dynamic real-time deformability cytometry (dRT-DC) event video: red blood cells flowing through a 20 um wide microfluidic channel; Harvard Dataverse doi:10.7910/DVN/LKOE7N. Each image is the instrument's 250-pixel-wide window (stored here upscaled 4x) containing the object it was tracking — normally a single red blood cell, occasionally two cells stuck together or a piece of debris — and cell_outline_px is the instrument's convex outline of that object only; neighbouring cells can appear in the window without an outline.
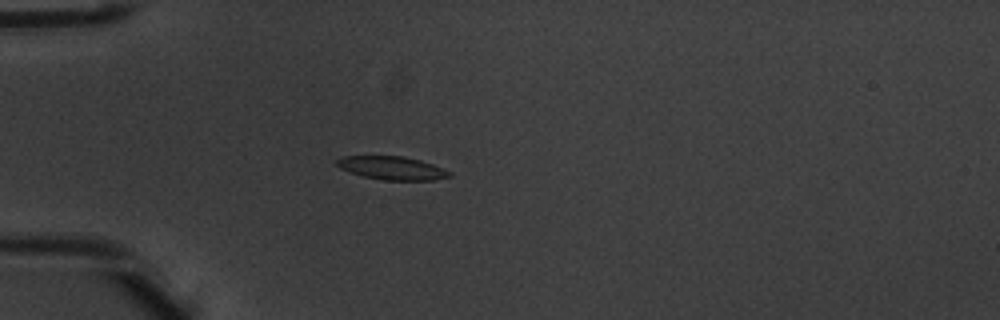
{"species": "common noctule bat (a hibernating species)", "species_latin": "Nyctalus noctula", "temperature_condition": "warm", "stored_images_in_passage": 5, "camera_frame_rate_fps": 3000, "um_per_image_px": 0.085, "animal": {"sex": "male", "body_mass_g": 20.1, "forearm_length_mm": 53.5}, "frame": {"image": 1, "passage_image": 4, "time_ms": 1.0, "image_size_px": [1000, 320], "cell_outline_px": [[452, 176], [432, 180], [384, 180], [364, 176], [340, 168], [336, 164], [336, 160], [340, 156], [404, 156], [420, 160], [432, 164], [452, 172]], "centroid_in_image_um": [33.33, 14.27], "position_along_channel_um": 51.7, "area_um2": 15.2}}